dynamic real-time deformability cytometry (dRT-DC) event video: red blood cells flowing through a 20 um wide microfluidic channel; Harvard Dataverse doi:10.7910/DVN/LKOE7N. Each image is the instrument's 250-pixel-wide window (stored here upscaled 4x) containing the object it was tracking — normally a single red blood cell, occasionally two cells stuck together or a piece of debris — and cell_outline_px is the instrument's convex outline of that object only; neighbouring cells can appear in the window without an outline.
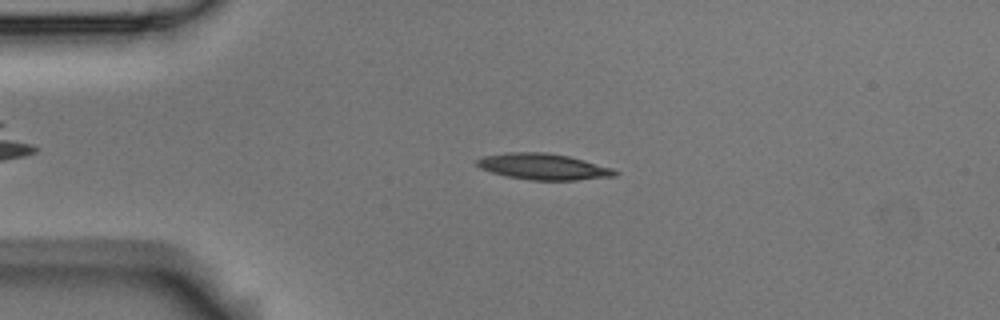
{"species": "Egyptian fruit bat (a non-hibernating species)", "species_latin": "Rousettus aegyptiacus", "temperature_condition": "room temperature", "stored_images_in_passage": 5, "camera_frame_rate_fps": 3000, "um_per_image_px": 0.085, "animal": {"sex": "male"}, "frame": {"image": 1, "passage_image": 3, "time_ms": 0.667, "image_size_px": [1000, 320], "cell_outline_px": [[620, 172], [616, 176], [576, 180], [532, 180], [508, 176], [492, 172], [480, 168], [476, 164], [476, 160], [484, 156], [508, 152], [548, 152], [568, 156], [584, 160], [612, 168]], "centroid_in_image_um": [46.2, 14.16], "position_along_channel_um": 38.8, "area_um2": 20.92}}
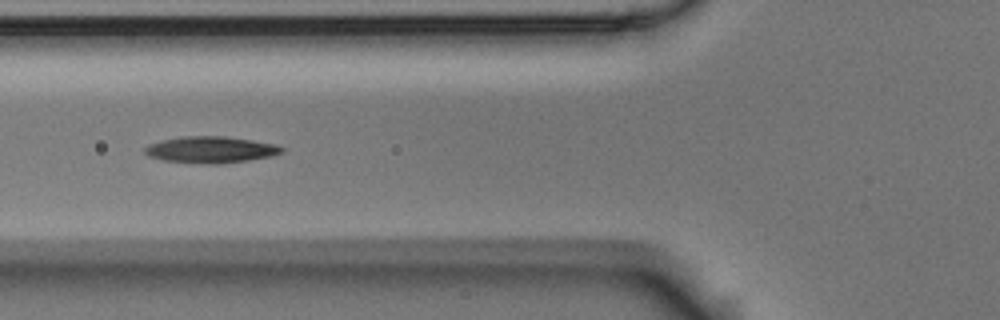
{"frame": {"image": 2, "passage_image": 5, "time_ms": 1.333, "image_size_px": [1000, 320], "cell_outline_px": [[284, 152], [272, 156], [248, 160], [220, 164], [208, 164], [164, 160], [148, 156], [144, 152], [144, 148], [148, 144], [160, 140], [180, 136], [224, 136], [252, 140], [276, 144], [284, 148]], "centroid_in_image_um": [17.91, 12.71], "position_along_channel_um": 107.9, "area_um2": 21.27}}